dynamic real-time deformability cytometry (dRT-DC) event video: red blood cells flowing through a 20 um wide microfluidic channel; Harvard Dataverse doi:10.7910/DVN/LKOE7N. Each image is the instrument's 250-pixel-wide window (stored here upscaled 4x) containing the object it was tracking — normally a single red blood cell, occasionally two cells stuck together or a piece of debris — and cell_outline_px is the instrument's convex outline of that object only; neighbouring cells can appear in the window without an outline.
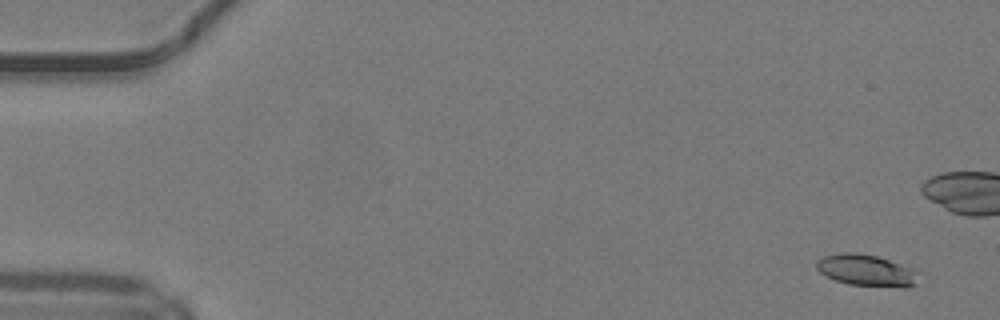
{"species": "common noctule bat (a hibernating species)", "species_latin": "Nyctalus noctula", "temperature_condition": "warm", "stored_images_in_passage": 39, "camera_frame_rate_fps": 3000, "um_per_image_px": 0.085, "animal": {"sex": "male", "body_mass_g": 19.2, "forearm_length_mm": 51.8}, "frame": {"image": 1, "passage_image": 1, "time_ms": 0.0, "image_size_px": [1000, 320], "cell_outline_px": [[916, 284], [908, 288], [904, 288], [848, 284], [824, 276], [816, 268], [816, 260], [824, 256], [840, 252], [852, 252], [876, 256], [888, 260], [908, 268], [912, 272]], "centroid_in_image_um": [73.52, 22.99], "position_along_channel_um": 11.5, "area_um2": 18.32}}
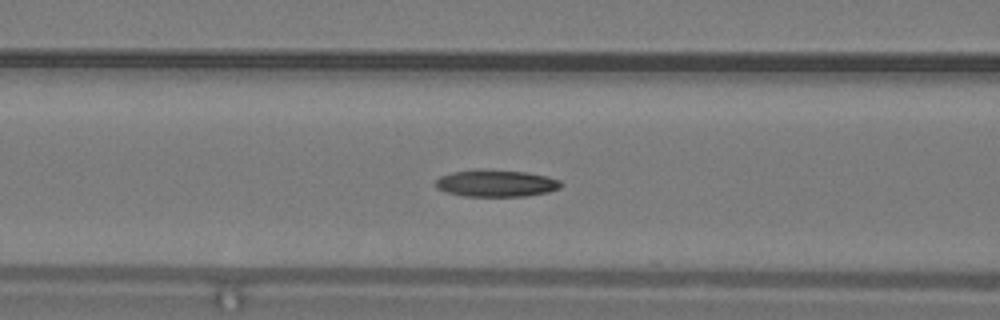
{"frame": {"image": 2, "passage_image": 19, "time_ms": 6.0, "image_size_px": [1000, 320], "cell_outline_px": [[564, 184], [560, 188], [548, 192], [528, 196], [464, 196], [448, 192], [436, 188], [436, 180], [440, 176], [452, 172], [524, 172], [548, 176], [560, 180]], "centroid_in_image_um": [42.24, 15.63], "position_along_channel_um": 124.4, "area_um2": 18.84}}
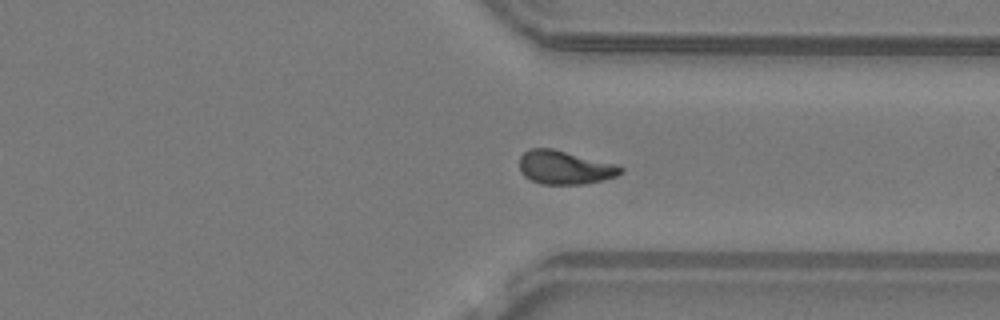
{"frame": {"image": 3, "passage_image": 36, "time_ms": 11.667, "image_size_px": [1000, 320], "cell_outline_px": [[624, 172], [616, 176], [604, 180], [584, 184], [540, 184], [524, 176], [520, 172], [520, 156], [524, 152], [532, 148], [552, 148], [620, 164], [624, 168]], "centroid_in_image_um": [48.06, 14.23], "position_along_channel_um": 363.3, "area_um2": 20.17}}